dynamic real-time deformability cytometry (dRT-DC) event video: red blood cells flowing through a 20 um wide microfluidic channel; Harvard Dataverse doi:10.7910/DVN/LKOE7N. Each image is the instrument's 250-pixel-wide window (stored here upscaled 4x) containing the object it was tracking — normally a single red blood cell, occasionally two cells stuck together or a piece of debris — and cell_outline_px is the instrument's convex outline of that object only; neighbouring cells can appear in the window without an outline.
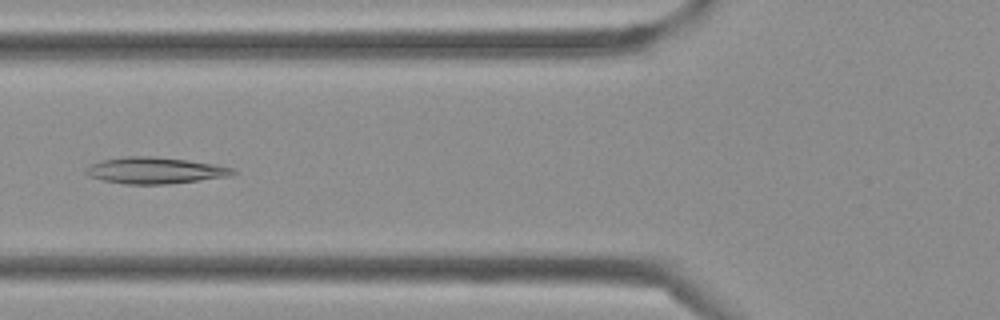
{"species": "Egyptian fruit bat (a non-hibernating species)", "species_latin": "Rousettus aegyptiacus", "temperature_condition": "cold", "stored_images_in_passage": 30, "camera_frame_rate_fps": 3000, "um_per_image_px": 0.085, "frame": {"image": 1, "passage_image": 4, "time_ms": 1.0, "image_size_px": [1000, 320], "cell_outline_px": [[236, 172], [232, 176], [168, 184], [124, 184], [104, 180], [88, 176], [84, 172], [84, 168], [100, 160], [124, 156], [148, 156], [184, 160], [212, 164], [232, 168]], "centroid_in_image_um": [13.12, 14.49], "position_along_channel_um": 112.7, "area_um2": 22.48}}
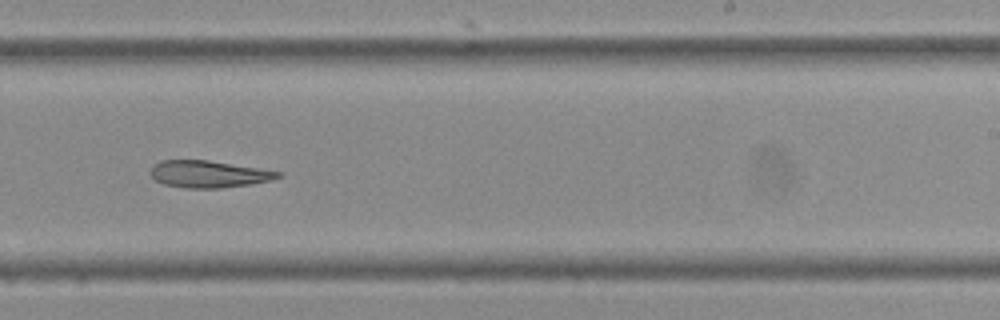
{"frame": {"image": 2, "passage_image": 14, "time_ms": 4.333, "image_size_px": [1000, 320], "cell_outline_px": [[284, 176], [272, 180], [252, 184], [220, 188], [184, 188], [164, 184], [156, 180], [148, 172], [160, 160], [208, 160], [284, 172]], "centroid_in_image_um": [17.78, 14.8], "position_along_channel_um": 271.2, "area_um2": 20.17}}
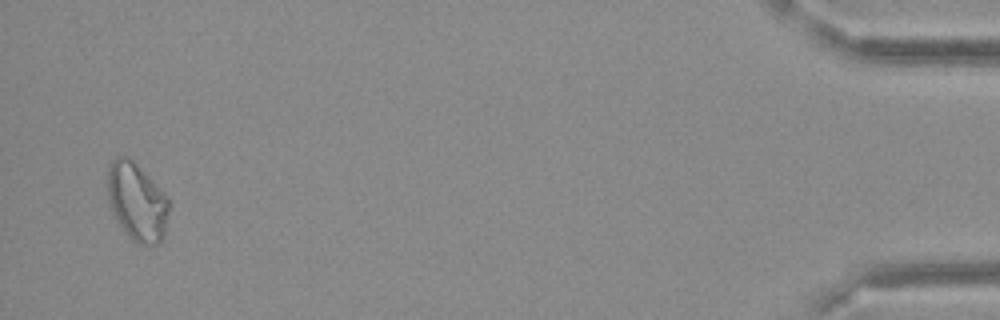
{"frame": {"image": 3, "passage_image": 29, "time_ms": 9.333, "image_size_px": [1000, 320], "cell_outline_px": [[172, 204], [164, 232], [160, 244], [136, 244], [124, 232], [116, 220], [108, 204], [108, 168], [112, 160], [120, 156], [124, 156], [132, 160], [168, 196]], "centroid_in_image_um": [11.66, 17.19], "position_along_channel_um": 423.5, "area_um2": 28.15}}